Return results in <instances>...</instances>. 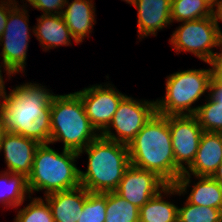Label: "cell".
<instances>
[{
	"instance_id": "20",
	"label": "cell",
	"mask_w": 222,
	"mask_h": 222,
	"mask_svg": "<svg viewBox=\"0 0 222 222\" xmlns=\"http://www.w3.org/2000/svg\"><path fill=\"white\" fill-rule=\"evenodd\" d=\"M26 194L30 192L28 188L27 177L23 174L4 171L0 174V203L6 208L18 207L24 203Z\"/></svg>"
},
{
	"instance_id": "36",
	"label": "cell",
	"mask_w": 222,
	"mask_h": 222,
	"mask_svg": "<svg viewBox=\"0 0 222 222\" xmlns=\"http://www.w3.org/2000/svg\"><path fill=\"white\" fill-rule=\"evenodd\" d=\"M3 123H2V116H1V111H0V139H1V135L3 133Z\"/></svg>"
},
{
	"instance_id": "19",
	"label": "cell",
	"mask_w": 222,
	"mask_h": 222,
	"mask_svg": "<svg viewBox=\"0 0 222 222\" xmlns=\"http://www.w3.org/2000/svg\"><path fill=\"white\" fill-rule=\"evenodd\" d=\"M164 195H181L174 185H167L139 209V222H178V206L162 198Z\"/></svg>"
},
{
	"instance_id": "17",
	"label": "cell",
	"mask_w": 222,
	"mask_h": 222,
	"mask_svg": "<svg viewBox=\"0 0 222 222\" xmlns=\"http://www.w3.org/2000/svg\"><path fill=\"white\" fill-rule=\"evenodd\" d=\"M93 0H66L67 7L62 12L64 21L71 31L74 39L81 43L84 37L88 36L95 24V6Z\"/></svg>"
},
{
	"instance_id": "6",
	"label": "cell",
	"mask_w": 222,
	"mask_h": 222,
	"mask_svg": "<svg viewBox=\"0 0 222 222\" xmlns=\"http://www.w3.org/2000/svg\"><path fill=\"white\" fill-rule=\"evenodd\" d=\"M210 68L190 69L168 76L165 98L156 100V113L163 116L195 115L198 107H191L192 104L210 90L213 77Z\"/></svg>"
},
{
	"instance_id": "21",
	"label": "cell",
	"mask_w": 222,
	"mask_h": 222,
	"mask_svg": "<svg viewBox=\"0 0 222 222\" xmlns=\"http://www.w3.org/2000/svg\"><path fill=\"white\" fill-rule=\"evenodd\" d=\"M199 180L187 198L191 204L222 210V186L213 178L196 176Z\"/></svg>"
},
{
	"instance_id": "26",
	"label": "cell",
	"mask_w": 222,
	"mask_h": 222,
	"mask_svg": "<svg viewBox=\"0 0 222 222\" xmlns=\"http://www.w3.org/2000/svg\"><path fill=\"white\" fill-rule=\"evenodd\" d=\"M107 193L89 192L78 222H105Z\"/></svg>"
},
{
	"instance_id": "5",
	"label": "cell",
	"mask_w": 222,
	"mask_h": 222,
	"mask_svg": "<svg viewBox=\"0 0 222 222\" xmlns=\"http://www.w3.org/2000/svg\"><path fill=\"white\" fill-rule=\"evenodd\" d=\"M99 135L90 124L83 102L76 92L53 95L50 144L63 141V149L79 152Z\"/></svg>"
},
{
	"instance_id": "27",
	"label": "cell",
	"mask_w": 222,
	"mask_h": 222,
	"mask_svg": "<svg viewBox=\"0 0 222 222\" xmlns=\"http://www.w3.org/2000/svg\"><path fill=\"white\" fill-rule=\"evenodd\" d=\"M14 222H54L48 202L40 198H33L24 208L18 211Z\"/></svg>"
},
{
	"instance_id": "25",
	"label": "cell",
	"mask_w": 222,
	"mask_h": 222,
	"mask_svg": "<svg viewBox=\"0 0 222 222\" xmlns=\"http://www.w3.org/2000/svg\"><path fill=\"white\" fill-rule=\"evenodd\" d=\"M178 222H222V210L189 203L178 207Z\"/></svg>"
},
{
	"instance_id": "8",
	"label": "cell",
	"mask_w": 222,
	"mask_h": 222,
	"mask_svg": "<svg viewBox=\"0 0 222 222\" xmlns=\"http://www.w3.org/2000/svg\"><path fill=\"white\" fill-rule=\"evenodd\" d=\"M156 113V101L135 100L127 95L121 100L109 126L100 134L106 139L129 145ZM111 128L117 132L114 134Z\"/></svg>"
},
{
	"instance_id": "1",
	"label": "cell",
	"mask_w": 222,
	"mask_h": 222,
	"mask_svg": "<svg viewBox=\"0 0 222 222\" xmlns=\"http://www.w3.org/2000/svg\"><path fill=\"white\" fill-rule=\"evenodd\" d=\"M41 84L24 83L0 98L3 131L50 144L53 93Z\"/></svg>"
},
{
	"instance_id": "23",
	"label": "cell",
	"mask_w": 222,
	"mask_h": 222,
	"mask_svg": "<svg viewBox=\"0 0 222 222\" xmlns=\"http://www.w3.org/2000/svg\"><path fill=\"white\" fill-rule=\"evenodd\" d=\"M105 222H139V208L115 191L107 192Z\"/></svg>"
},
{
	"instance_id": "32",
	"label": "cell",
	"mask_w": 222,
	"mask_h": 222,
	"mask_svg": "<svg viewBox=\"0 0 222 222\" xmlns=\"http://www.w3.org/2000/svg\"><path fill=\"white\" fill-rule=\"evenodd\" d=\"M3 65V66H2ZM1 66L4 68V70L6 71V74L8 75V77H10L11 75H13L6 67L5 64L2 62L0 65V97L6 92L5 89V84H4V80H3V76H2V69Z\"/></svg>"
},
{
	"instance_id": "28",
	"label": "cell",
	"mask_w": 222,
	"mask_h": 222,
	"mask_svg": "<svg viewBox=\"0 0 222 222\" xmlns=\"http://www.w3.org/2000/svg\"><path fill=\"white\" fill-rule=\"evenodd\" d=\"M66 0H32L33 8L43 11V14L60 15L64 10Z\"/></svg>"
},
{
	"instance_id": "12",
	"label": "cell",
	"mask_w": 222,
	"mask_h": 222,
	"mask_svg": "<svg viewBox=\"0 0 222 222\" xmlns=\"http://www.w3.org/2000/svg\"><path fill=\"white\" fill-rule=\"evenodd\" d=\"M222 163V133L203 132L199 148L191 166L177 179L174 184L180 194L187 192L191 183V174L212 177ZM185 192V193H184Z\"/></svg>"
},
{
	"instance_id": "2",
	"label": "cell",
	"mask_w": 222,
	"mask_h": 222,
	"mask_svg": "<svg viewBox=\"0 0 222 222\" xmlns=\"http://www.w3.org/2000/svg\"><path fill=\"white\" fill-rule=\"evenodd\" d=\"M130 164L152 171L168 185L175 184L182 171L175 163L168 116L155 113L128 145Z\"/></svg>"
},
{
	"instance_id": "14",
	"label": "cell",
	"mask_w": 222,
	"mask_h": 222,
	"mask_svg": "<svg viewBox=\"0 0 222 222\" xmlns=\"http://www.w3.org/2000/svg\"><path fill=\"white\" fill-rule=\"evenodd\" d=\"M39 145L34 139L3 132L0 139V152L2 150L4 152L8 168L6 171L28 177L32 170L36 148Z\"/></svg>"
},
{
	"instance_id": "11",
	"label": "cell",
	"mask_w": 222,
	"mask_h": 222,
	"mask_svg": "<svg viewBox=\"0 0 222 222\" xmlns=\"http://www.w3.org/2000/svg\"><path fill=\"white\" fill-rule=\"evenodd\" d=\"M168 124L175 163L184 173L195 159L204 131L194 115L168 116Z\"/></svg>"
},
{
	"instance_id": "30",
	"label": "cell",
	"mask_w": 222,
	"mask_h": 222,
	"mask_svg": "<svg viewBox=\"0 0 222 222\" xmlns=\"http://www.w3.org/2000/svg\"><path fill=\"white\" fill-rule=\"evenodd\" d=\"M209 95L217 102L222 103V80L216 79L214 76L210 82Z\"/></svg>"
},
{
	"instance_id": "10",
	"label": "cell",
	"mask_w": 222,
	"mask_h": 222,
	"mask_svg": "<svg viewBox=\"0 0 222 222\" xmlns=\"http://www.w3.org/2000/svg\"><path fill=\"white\" fill-rule=\"evenodd\" d=\"M110 85L96 84L76 92L83 102L90 124L99 134L109 126L118 105L126 96Z\"/></svg>"
},
{
	"instance_id": "15",
	"label": "cell",
	"mask_w": 222,
	"mask_h": 222,
	"mask_svg": "<svg viewBox=\"0 0 222 222\" xmlns=\"http://www.w3.org/2000/svg\"><path fill=\"white\" fill-rule=\"evenodd\" d=\"M131 5L138 10L137 32L140 39L151 34L156 36L158 30L172 23L171 0H134Z\"/></svg>"
},
{
	"instance_id": "7",
	"label": "cell",
	"mask_w": 222,
	"mask_h": 222,
	"mask_svg": "<svg viewBox=\"0 0 222 222\" xmlns=\"http://www.w3.org/2000/svg\"><path fill=\"white\" fill-rule=\"evenodd\" d=\"M169 40L176 52H190L209 64L216 55L212 48L219 47L222 41V30L213 15L182 22Z\"/></svg>"
},
{
	"instance_id": "35",
	"label": "cell",
	"mask_w": 222,
	"mask_h": 222,
	"mask_svg": "<svg viewBox=\"0 0 222 222\" xmlns=\"http://www.w3.org/2000/svg\"><path fill=\"white\" fill-rule=\"evenodd\" d=\"M204 1H206L213 9H215L218 0H204Z\"/></svg>"
},
{
	"instance_id": "4",
	"label": "cell",
	"mask_w": 222,
	"mask_h": 222,
	"mask_svg": "<svg viewBox=\"0 0 222 222\" xmlns=\"http://www.w3.org/2000/svg\"><path fill=\"white\" fill-rule=\"evenodd\" d=\"M78 152L63 149L58 153L47 144L36 148L31 173L27 177L29 192L44 190L45 195L77 188L81 185L80 170L75 160Z\"/></svg>"
},
{
	"instance_id": "37",
	"label": "cell",
	"mask_w": 222,
	"mask_h": 222,
	"mask_svg": "<svg viewBox=\"0 0 222 222\" xmlns=\"http://www.w3.org/2000/svg\"><path fill=\"white\" fill-rule=\"evenodd\" d=\"M123 1H125V2H127L129 4H132L134 2V0H123Z\"/></svg>"
},
{
	"instance_id": "3",
	"label": "cell",
	"mask_w": 222,
	"mask_h": 222,
	"mask_svg": "<svg viewBox=\"0 0 222 222\" xmlns=\"http://www.w3.org/2000/svg\"><path fill=\"white\" fill-rule=\"evenodd\" d=\"M88 154L87 171L80 170V182L88 192L107 193L117 190L130 165L128 145L99 135L78 152Z\"/></svg>"
},
{
	"instance_id": "18",
	"label": "cell",
	"mask_w": 222,
	"mask_h": 222,
	"mask_svg": "<svg viewBox=\"0 0 222 222\" xmlns=\"http://www.w3.org/2000/svg\"><path fill=\"white\" fill-rule=\"evenodd\" d=\"M33 34L39 40L43 51L56 48L57 46H68L71 44V39L79 44L71 34L67 27L62 14L52 15L43 14L37 18V26L33 27Z\"/></svg>"
},
{
	"instance_id": "34",
	"label": "cell",
	"mask_w": 222,
	"mask_h": 222,
	"mask_svg": "<svg viewBox=\"0 0 222 222\" xmlns=\"http://www.w3.org/2000/svg\"><path fill=\"white\" fill-rule=\"evenodd\" d=\"M212 177L222 186V163L218 166Z\"/></svg>"
},
{
	"instance_id": "9",
	"label": "cell",
	"mask_w": 222,
	"mask_h": 222,
	"mask_svg": "<svg viewBox=\"0 0 222 222\" xmlns=\"http://www.w3.org/2000/svg\"><path fill=\"white\" fill-rule=\"evenodd\" d=\"M27 9L15 5L7 18L6 27L0 37L2 46V62L14 75L23 72L26 65L28 42L30 40V27H28ZM28 21V22H27Z\"/></svg>"
},
{
	"instance_id": "29",
	"label": "cell",
	"mask_w": 222,
	"mask_h": 222,
	"mask_svg": "<svg viewBox=\"0 0 222 222\" xmlns=\"http://www.w3.org/2000/svg\"><path fill=\"white\" fill-rule=\"evenodd\" d=\"M15 5H17V2L15 0L0 1V37L3 35V32L5 30L7 18L9 16V11Z\"/></svg>"
},
{
	"instance_id": "16",
	"label": "cell",
	"mask_w": 222,
	"mask_h": 222,
	"mask_svg": "<svg viewBox=\"0 0 222 222\" xmlns=\"http://www.w3.org/2000/svg\"><path fill=\"white\" fill-rule=\"evenodd\" d=\"M88 191L83 187L45 195L54 222H78Z\"/></svg>"
},
{
	"instance_id": "22",
	"label": "cell",
	"mask_w": 222,
	"mask_h": 222,
	"mask_svg": "<svg viewBox=\"0 0 222 222\" xmlns=\"http://www.w3.org/2000/svg\"><path fill=\"white\" fill-rule=\"evenodd\" d=\"M213 8L204 0H171V21L184 22L213 16Z\"/></svg>"
},
{
	"instance_id": "13",
	"label": "cell",
	"mask_w": 222,
	"mask_h": 222,
	"mask_svg": "<svg viewBox=\"0 0 222 222\" xmlns=\"http://www.w3.org/2000/svg\"><path fill=\"white\" fill-rule=\"evenodd\" d=\"M167 185L154 172L130 164L115 192L140 209Z\"/></svg>"
},
{
	"instance_id": "24",
	"label": "cell",
	"mask_w": 222,
	"mask_h": 222,
	"mask_svg": "<svg viewBox=\"0 0 222 222\" xmlns=\"http://www.w3.org/2000/svg\"><path fill=\"white\" fill-rule=\"evenodd\" d=\"M208 96L207 103L197 106L194 116L204 132L222 133V103H217L209 94Z\"/></svg>"
},
{
	"instance_id": "31",
	"label": "cell",
	"mask_w": 222,
	"mask_h": 222,
	"mask_svg": "<svg viewBox=\"0 0 222 222\" xmlns=\"http://www.w3.org/2000/svg\"><path fill=\"white\" fill-rule=\"evenodd\" d=\"M220 51L221 53H216L213 60L209 65L212 66L213 76L216 79L222 80V41L220 43Z\"/></svg>"
},
{
	"instance_id": "33",
	"label": "cell",
	"mask_w": 222,
	"mask_h": 222,
	"mask_svg": "<svg viewBox=\"0 0 222 222\" xmlns=\"http://www.w3.org/2000/svg\"><path fill=\"white\" fill-rule=\"evenodd\" d=\"M216 10H213V15L217 24H219L220 20L222 22V0H218L216 3Z\"/></svg>"
}]
</instances>
